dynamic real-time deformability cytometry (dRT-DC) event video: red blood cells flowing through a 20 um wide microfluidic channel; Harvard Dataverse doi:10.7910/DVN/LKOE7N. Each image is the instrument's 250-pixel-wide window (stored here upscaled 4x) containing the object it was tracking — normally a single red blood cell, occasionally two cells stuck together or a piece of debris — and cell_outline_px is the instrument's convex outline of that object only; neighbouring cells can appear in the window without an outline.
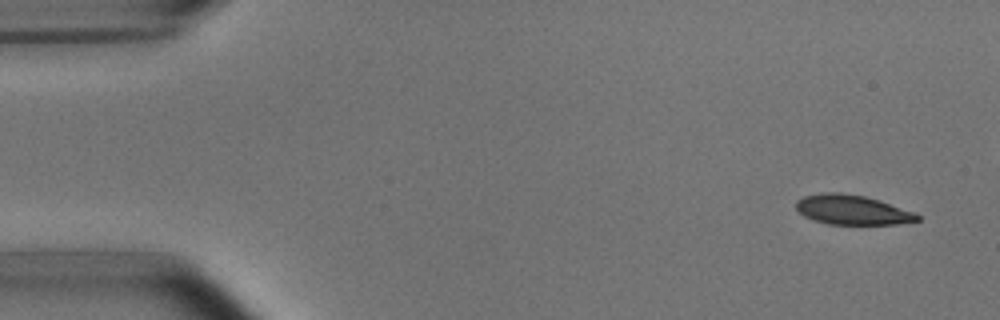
{"species": "common noctule bat (a hibernating species)", "species_latin": "Nyctalus noctula", "temperature_condition": "room temperature", "stored_images_in_passage": 5, "camera_frame_rate_fps": 3000, "um_per_image_px": 0.085, "animal": {"sex": "male", "body_mass_g": 15.6}, "frame": {"image": 1, "passage_image": 1, "time_ms": 0.0, "image_size_px": [1000, 320], "cell_outline_px": [[920, 220], [896, 224], [828, 224], [812, 220], [804, 216], [796, 208], [796, 200], [804, 196], [824, 192], [840, 192], [864, 196], [880, 200], [916, 212], [920, 216]], "centroid_in_image_um": [72.45, 17.83], "position_along_channel_um": 12.6, "area_um2": 21.1}}